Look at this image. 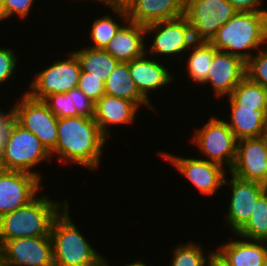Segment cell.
Segmentation results:
<instances>
[{"label": "cell", "mask_w": 267, "mask_h": 266, "mask_svg": "<svg viewBox=\"0 0 267 266\" xmlns=\"http://www.w3.org/2000/svg\"><path fill=\"white\" fill-rule=\"evenodd\" d=\"M58 139L51 157L64 164H79L98 170L108 136L105 137L94 117H67L58 119Z\"/></svg>", "instance_id": "6da1fadb"}, {"label": "cell", "mask_w": 267, "mask_h": 266, "mask_svg": "<svg viewBox=\"0 0 267 266\" xmlns=\"http://www.w3.org/2000/svg\"><path fill=\"white\" fill-rule=\"evenodd\" d=\"M210 43L247 62L267 43V12L238 11L221 26ZM253 52H252V51Z\"/></svg>", "instance_id": "7a4b0ae2"}, {"label": "cell", "mask_w": 267, "mask_h": 266, "mask_svg": "<svg viewBox=\"0 0 267 266\" xmlns=\"http://www.w3.org/2000/svg\"><path fill=\"white\" fill-rule=\"evenodd\" d=\"M68 203L67 199L58 202L44 194L3 215L0 218V247L15 238L48 236L54 218Z\"/></svg>", "instance_id": "3957f363"}, {"label": "cell", "mask_w": 267, "mask_h": 266, "mask_svg": "<svg viewBox=\"0 0 267 266\" xmlns=\"http://www.w3.org/2000/svg\"><path fill=\"white\" fill-rule=\"evenodd\" d=\"M69 203L54 218L50 237L54 266H91L102 255L87 241L74 224Z\"/></svg>", "instance_id": "277c9868"}, {"label": "cell", "mask_w": 267, "mask_h": 266, "mask_svg": "<svg viewBox=\"0 0 267 266\" xmlns=\"http://www.w3.org/2000/svg\"><path fill=\"white\" fill-rule=\"evenodd\" d=\"M48 160L51 162L52 157L47 148L31 131L16 122L0 150V168L28 172L42 180L40 171L34 168Z\"/></svg>", "instance_id": "5b68a950"}, {"label": "cell", "mask_w": 267, "mask_h": 266, "mask_svg": "<svg viewBox=\"0 0 267 266\" xmlns=\"http://www.w3.org/2000/svg\"><path fill=\"white\" fill-rule=\"evenodd\" d=\"M194 130L191 143L199 147L201 155L206 156L204 159L221 165L229 172L236 159L237 139L225 119L213 115L201 128Z\"/></svg>", "instance_id": "8992f818"}, {"label": "cell", "mask_w": 267, "mask_h": 266, "mask_svg": "<svg viewBox=\"0 0 267 266\" xmlns=\"http://www.w3.org/2000/svg\"><path fill=\"white\" fill-rule=\"evenodd\" d=\"M238 10L228 0H185L184 17L195 42H210Z\"/></svg>", "instance_id": "52a82bcc"}, {"label": "cell", "mask_w": 267, "mask_h": 266, "mask_svg": "<svg viewBox=\"0 0 267 266\" xmlns=\"http://www.w3.org/2000/svg\"><path fill=\"white\" fill-rule=\"evenodd\" d=\"M80 73L79 59L70 51L66 59H58L42 71H38L25 92L38 100H44L54 93L69 92L78 87Z\"/></svg>", "instance_id": "ba28073f"}, {"label": "cell", "mask_w": 267, "mask_h": 266, "mask_svg": "<svg viewBox=\"0 0 267 266\" xmlns=\"http://www.w3.org/2000/svg\"><path fill=\"white\" fill-rule=\"evenodd\" d=\"M145 34L146 37L152 34L150 47H146V53L152 54L151 57L159 55L169 56L173 59L175 56H181L179 58L183 59L187 50L195 42L191 26L184 16L146 25Z\"/></svg>", "instance_id": "9c48e42d"}, {"label": "cell", "mask_w": 267, "mask_h": 266, "mask_svg": "<svg viewBox=\"0 0 267 266\" xmlns=\"http://www.w3.org/2000/svg\"><path fill=\"white\" fill-rule=\"evenodd\" d=\"M18 98L12 107L16 114V122L31 131L51 152L58 139V118L49 110L43 100L31 97L27 92Z\"/></svg>", "instance_id": "30bf717a"}, {"label": "cell", "mask_w": 267, "mask_h": 266, "mask_svg": "<svg viewBox=\"0 0 267 266\" xmlns=\"http://www.w3.org/2000/svg\"><path fill=\"white\" fill-rule=\"evenodd\" d=\"M161 153V154H160ZM164 160L184 176L203 195L213 196L224 183L228 170L221 165L200 157H182L168 152H159Z\"/></svg>", "instance_id": "8fae6325"}, {"label": "cell", "mask_w": 267, "mask_h": 266, "mask_svg": "<svg viewBox=\"0 0 267 266\" xmlns=\"http://www.w3.org/2000/svg\"><path fill=\"white\" fill-rule=\"evenodd\" d=\"M0 266H54L50 234L7 240L0 247Z\"/></svg>", "instance_id": "7c38bea8"}, {"label": "cell", "mask_w": 267, "mask_h": 266, "mask_svg": "<svg viewBox=\"0 0 267 266\" xmlns=\"http://www.w3.org/2000/svg\"><path fill=\"white\" fill-rule=\"evenodd\" d=\"M41 181L28 172L0 168V218L34 200L42 188Z\"/></svg>", "instance_id": "4fadbf2b"}, {"label": "cell", "mask_w": 267, "mask_h": 266, "mask_svg": "<svg viewBox=\"0 0 267 266\" xmlns=\"http://www.w3.org/2000/svg\"><path fill=\"white\" fill-rule=\"evenodd\" d=\"M226 178L223 185L230 186L231 197L223 224L228 226L231 233L236 234L250 219L255 203L265 192V186L256 181L239 179L232 174L229 181L227 176Z\"/></svg>", "instance_id": "5bb4252c"}, {"label": "cell", "mask_w": 267, "mask_h": 266, "mask_svg": "<svg viewBox=\"0 0 267 266\" xmlns=\"http://www.w3.org/2000/svg\"><path fill=\"white\" fill-rule=\"evenodd\" d=\"M235 177L267 183V137L237 140L236 159L229 171Z\"/></svg>", "instance_id": "9a60e30c"}, {"label": "cell", "mask_w": 267, "mask_h": 266, "mask_svg": "<svg viewBox=\"0 0 267 266\" xmlns=\"http://www.w3.org/2000/svg\"><path fill=\"white\" fill-rule=\"evenodd\" d=\"M246 76V62L224 51L216 50L206 80L202 86L211 85L216 98L228 97Z\"/></svg>", "instance_id": "2e32d148"}, {"label": "cell", "mask_w": 267, "mask_h": 266, "mask_svg": "<svg viewBox=\"0 0 267 266\" xmlns=\"http://www.w3.org/2000/svg\"><path fill=\"white\" fill-rule=\"evenodd\" d=\"M150 56V57H149ZM155 58V59H154ZM146 52L129 62V72L139 93L152 104L149 93L166 87L174 81L170 68Z\"/></svg>", "instance_id": "e0dca14e"}, {"label": "cell", "mask_w": 267, "mask_h": 266, "mask_svg": "<svg viewBox=\"0 0 267 266\" xmlns=\"http://www.w3.org/2000/svg\"><path fill=\"white\" fill-rule=\"evenodd\" d=\"M138 111L139 107L133 101L104 94L95 102L93 117L101 133L106 137L111 134L109 131L111 125V127L132 125Z\"/></svg>", "instance_id": "ac0fdd59"}, {"label": "cell", "mask_w": 267, "mask_h": 266, "mask_svg": "<svg viewBox=\"0 0 267 266\" xmlns=\"http://www.w3.org/2000/svg\"><path fill=\"white\" fill-rule=\"evenodd\" d=\"M236 236L217 247L215 253L229 266H263L267 258V241ZM239 239L237 240V238Z\"/></svg>", "instance_id": "d6986e66"}, {"label": "cell", "mask_w": 267, "mask_h": 266, "mask_svg": "<svg viewBox=\"0 0 267 266\" xmlns=\"http://www.w3.org/2000/svg\"><path fill=\"white\" fill-rule=\"evenodd\" d=\"M145 26L127 21L105 47L118 62L129 63L146 52Z\"/></svg>", "instance_id": "ffe728a7"}, {"label": "cell", "mask_w": 267, "mask_h": 266, "mask_svg": "<svg viewBox=\"0 0 267 266\" xmlns=\"http://www.w3.org/2000/svg\"><path fill=\"white\" fill-rule=\"evenodd\" d=\"M185 0H136L126 11L128 20L146 26L184 16Z\"/></svg>", "instance_id": "44dd1931"}, {"label": "cell", "mask_w": 267, "mask_h": 266, "mask_svg": "<svg viewBox=\"0 0 267 266\" xmlns=\"http://www.w3.org/2000/svg\"><path fill=\"white\" fill-rule=\"evenodd\" d=\"M231 109L227 125L237 140L259 138L267 133V109H248L241 106H228Z\"/></svg>", "instance_id": "7402d4cb"}, {"label": "cell", "mask_w": 267, "mask_h": 266, "mask_svg": "<svg viewBox=\"0 0 267 266\" xmlns=\"http://www.w3.org/2000/svg\"><path fill=\"white\" fill-rule=\"evenodd\" d=\"M105 94L133 101L141 106L155 110L154 104L148 102L138 91L129 72V63L119 62L105 84Z\"/></svg>", "instance_id": "603a6c76"}, {"label": "cell", "mask_w": 267, "mask_h": 266, "mask_svg": "<svg viewBox=\"0 0 267 266\" xmlns=\"http://www.w3.org/2000/svg\"><path fill=\"white\" fill-rule=\"evenodd\" d=\"M81 49L73 51L79 59L81 71L90 73V76L99 78L105 84L119 62L104 49L87 46Z\"/></svg>", "instance_id": "cb8c5ba5"}, {"label": "cell", "mask_w": 267, "mask_h": 266, "mask_svg": "<svg viewBox=\"0 0 267 266\" xmlns=\"http://www.w3.org/2000/svg\"><path fill=\"white\" fill-rule=\"evenodd\" d=\"M114 11L113 14H116L117 16L115 17L118 19L121 24L115 20L111 16V14H104L102 17H97L93 23L92 27L90 30V35L89 38L92 41L91 44L92 46H87L91 47L94 49H105V47L109 44L110 40L115 37L119 29L128 21V16L127 12L125 10L121 9H114V8H109ZM123 23V24H122Z\"/></svg>", "instance_id": "d4e9b609"}, {"label": "cell", "mask_w": 267, "mask_h": 266, "mask_svg": "<svg viewBox=\"0 0 267 266\" xmlns=\"http://www.w3.org/2000/svg\"><path fill=\"white\" fill-rule=\"evenodd\" d=\"M227 101L230 102V106L267 109V89L245 76L227 97Z\"/></svg>", "instance_id": "484cf974"}, {"label": "cell", "mask_w": 267, "mask_h": 266, "mask_svg": "<svg viewBox=\"0 0 267 266\" xmlns=\"http://www.w3.org/2000/svg\"><path fill=\"white\" fill-rule=\"evenodd\" d=\"M190 48L187 50L190 52H186L188 57L185 68L187 67L190 80L201 85L207 78L214 52L217 49L210 42H194Z\"/></svg>", "instance_id": "4316f807"}, {"label": "cell", "mask_w": 267, "mask_h": 266, "mask_svg": "<svg viewBox=\"0 0 267 266\" xmlns=\"http://www.w3.org/2000/svg\"><path fill=\"white\" fill-rule=\"evenodd\" d=\"M204 247L192 240L186 243H178L173 251L170 266H210V261L215 251H207Z\"/></svg>", "instance_id": "83f0119b"}, {"label": "cell", "mask_w": 267, "mask_h": 266, "mask_svg": "<svg viewBox=\"0 0 267 266\" xmlns=\"http://www.w3.org/2000/svg\"><path fill=\"white\" fill-rule=\"evenodd\" d=\"M250 240L267 241V193L264 192L255 203V208L246 224L236 233Z\"/></svg>", "instance_id": "f1b7e54d"}, {"label": "cell", "mask_w": 267, "mask_h": 266, "mask_svg": "<svg viewBox=\"0 0 267 266\" xmlns=\"http://www.w3.org/2000/svg\"><path fill=\"white\" fill-rule=\"evenodd\" d=\"M43 101L58 119L79 116L72 102V89L65 93L51 94Z\"/></svg>", "instance_id": "f546056e"}, {"label": "cell", "mask_w": 267, "mask_h": 266, "mask_svg": "<svg viewBox=\"0 0 267 266\" xmlns=\"http://www.w3.org/2000/svg\"><path fill=\"white\" fill-rule=\"evenodd\" d=\"M246 76L267 89V45L256 51L246 62Z\"/></svg>", "instance_id": "4dcf8cb0"}, {"label": "cell", "mask_w": 267, "mask_h": 266, "mask_svg": "<svg viewBox=\"0 0 267 266\" xmlns=\"http://www.w3.org/2000/svg\"><path fill=\"white\" fill-rule=\"evenodd\" d=\"M18 55L11 48H0V87L2 84L10 82L17 72Z\"/></svg>", "instance_id": "1f68e13d"}, {"label": "cell", "mask_w": 267, "mask_h": 266, "mask_svg": "<svg viewBox=\"0 0 267 266\" xmlns=\"http://www.w3.org/2000/svg\"><path fill=\"white\" fill-rule=\"evenodd\" d=\"M78 88L94 103L105 94L104 83L99 79L90 76V73H80Z\"/></svg>", "instance_id": "d6a6232c"}, {"label": "cell", "mask_w": 267, "mask_h": 266, "mask_svg": "<svg viewBox=\"0 0 267 266\" xmlns=\"http://www.w3.org/2000/svg\"><path fill=\"white\" fill-rule=\"evenodd\" d=\"M5 12L8 19L10 17H20L26 19L32 10L35 0H3Z\"/></svg>", "instance_id": "836d02e7"}, {"label": "cell", "mask_w": 267, "mask_h": 266, "mask_svg": "<svg viewBox=\"0 0 267 266\" xmlns=\"http://www.w3.org/2000/svg\"><path fill=\"white\" fill-rule=\"evenodd\" d=\"M72 102L79 116L93 117L95 103L78 87L72 89Z\"/></svg>", "instance_id": "e575fe53"}, {"label": "cell", "mask_w": 267, "mask_h": 266, "mask_svg": "<svg viewBox=\"0 0 267 266\" xmlns=\"http://www.w3.org/2000/svg\"><path fill=\"white\" fill-rule=\"evenodd\" d=\"M9 109V112H7L6 108L0 112V150L4 147L12 128L16 123V114L14 110L12 107Z\"/></svg>", "instance_id": "d590c367"}, {"label": "cell", "mask_w": 267, "mask_h": 266, "mask_svg": "<svg viewBox=\"0 0 267 266\" xmlns=\"http://www.w3.org/2000/svg\"><path fill=\"white\" fill-rule=\"evenodd\" d=\"M238 11L243 12H267L262 9L263 0H228Z\"/></svg>", "instance_id": "8d00e7d4"}, {"label": "cell", "mask_w": 267, "mask_h": 266, "mask_svg": "<svg viewBox=\"0 0 267 266\" xmlns=\"http://www.w3.org/2000/svg\"><path fill=\"white\" fill-rule=\"evenodd\" d=\"M136 0H106V7L127 11Z\"/></svg>", "instance_id": "74e56055"}, {"label": "cell", "mask_w": 267, "mask_h": 266, "mask_svg": "<svg viewBox=\"0 0 267 266\" xmlns=\"http://www.w3.org/2000/svg\"><path fill=\"white\" fill-rule=\"evenodd\" d=\"M210 266H229L216 253L213 254Z\"/></svg>", "instance_id": "f35d334b"}, {"label": "cell", "mask_w": 267, "mask_h": 266, "mask_svg": "<svg viewBox=\"0 0 267 266\" xmlns=\"http://www.w3.org/2000/svg\"><path fill=\"white\" fill-rule=\"evenodd\" d=\"M109 260L104 258V256H101L93 265L91 266H111L109 265L110 262H108Z\"/></svg>", "instance_id": "ab89813d"}, {"label": "cell", "mask_w": 267, "mask_h": 266, "mask_svg": "<svg viewBox=\"0 0 267 266\" xmlns=\"http://www.w3.org/2000/svg\"><path fill=\"white\" fill-rule=\"evenodd\" d=\"M5 19H8V17H7V14L5 12L3 0H0V21L2 22Z\"/></svg>", "instance_id": "60d3db41"}, {"label": "cell", "mask_w": 267, "mask_h": 266, "mask_svg": "<svg viewBox=\"0 0 267 266\" xmlns=\"http://www.w3.org/2000/svg\"><path fill=\"white\" fill-rule=\"evenodd\" d=\"M124 266H148V264L144 263L143 260L141 261H134V262H131L129 264H126Z\"/></svg>", "instance_id": "b9f144b4"}, {"label": "cell", "mask_w": 267, "mask_h": 266, "mask_svg": "<svg viewBox=\"0 0 267 266\" xmlns=\"http://www.w3.org/2000/svg\"><path fill=\"white\" fill-rule=\"evenodd\" d=\"M80 1H84V0H80ZM88 1V0H87ZM92 1V0H91ZM95 1V0H94ZM96 1H100L101 4H104L105 7H106V0H96Z\"/></svg>", "instance_id": "7bdbcfd3"}, {"label": "cell", "mask_w": 267, "mask_h": 266, "mask_svg": "<svg viewBox=\"0 0 267 266\" xmlns=\"http://www.w3.org/2000/svg\"><path fill=\"white\" fill-rule=\"evenodd\" d=\"M264 186H265V192L267 193V183Z\"/></svg>", "instance_id": "ee69618b"}, {"label": "cell", "mask_w": 267, "mask_h": 266, "mask_svg": "<svg viewBox=\"0 0 267 266\" xmlns=\"http://www.w3.org/2000/svg\"><path fill=\"white\" fill-rule=\"evenodd\" d=\"M263 266H267V258H266Z\"/></svg>", "instance_id": "f6af8a7d"}]
</instances>
